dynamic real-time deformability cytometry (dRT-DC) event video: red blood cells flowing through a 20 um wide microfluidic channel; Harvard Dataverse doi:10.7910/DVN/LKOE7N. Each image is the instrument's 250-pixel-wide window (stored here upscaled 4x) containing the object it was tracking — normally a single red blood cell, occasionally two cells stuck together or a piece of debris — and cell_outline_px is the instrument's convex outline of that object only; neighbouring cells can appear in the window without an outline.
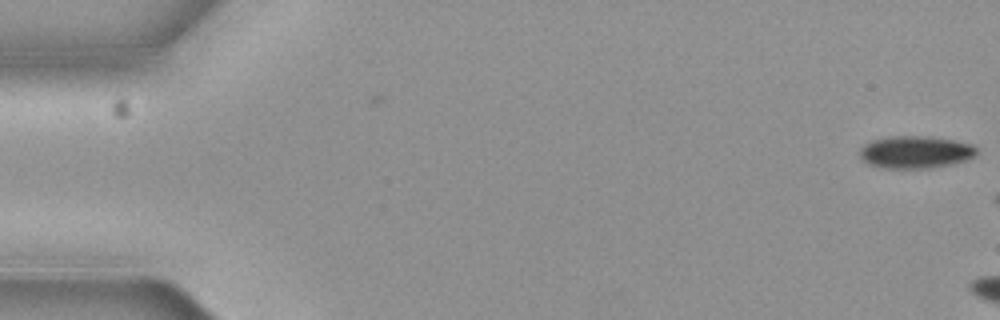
{"species": "common noctule bat (a hibernating species)", "species_latin": "Nyctalus noctula", "temperature_condition": "cold", "stored_images_in_passage": 3, "camera_frame_rate_fps": 3000, "um_per_image_px": 0.085, "animal": {"sex": "female", "body_mass_g": 19.3, "forearm_length_mm": 54.1}, "frame": {"image": 1, "passage_image": 1, "time_ms": 0.0, "image_size_px": [1000, 320], "cell_outline_px": [[976, 156], [968, 160], [952, 164], [932, 168], [880, 168], [868, 164], [860, 156], [860, 148], [872, 140], [892, 136], [916, 136], [956, 140], [972, 144], [976, 148]], "centroid_in_image_um": [77.84, 12.94], "position_along_channel_um": 7.2, "area_um2": 22.08}}